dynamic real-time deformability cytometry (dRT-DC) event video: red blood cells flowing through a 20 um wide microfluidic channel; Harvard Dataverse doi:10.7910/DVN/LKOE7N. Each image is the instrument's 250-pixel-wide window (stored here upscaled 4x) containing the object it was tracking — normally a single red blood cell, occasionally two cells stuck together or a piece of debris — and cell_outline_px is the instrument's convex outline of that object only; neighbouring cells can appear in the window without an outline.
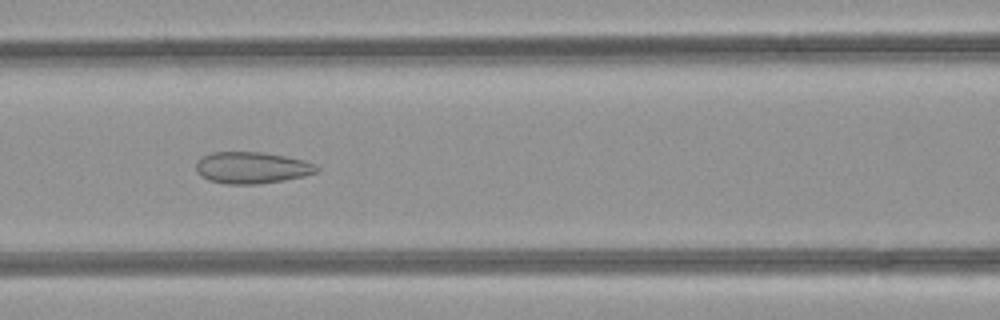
{"species": "common noctule bat (a hibernating species)", "species_latin": "Nyctalus noctula", "temperature_condition": "room temperature", "stored_images_in_passage": 47, "camera_frame_rate_fps": 3000, "um_per_image_px": 0.085, "animal": {"sex": "female", "body_mass_g": 21.9}, "frame": {"image": 1, "passage_image": 20, "time_ms": 6.333, "image_size_px": [1000, 320], "cell_outline_px": [[320, 168], [316, 172], [304, 176], [284, 180], [256, 184], [224, 184], [208, 180], [200, 176], [196, 172], [196, 160], [212, 152], [260, 152], [284, 156], [304, 160], [316, 164]], "centroid_in_image_um": [21.38, 14.26], "position_along_channel_um": 145.2, "area_um2": 22.31}}
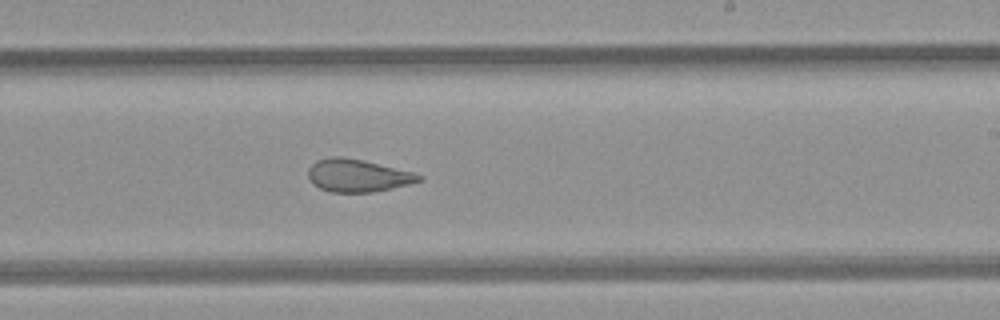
{"frame": {"image": 2, "passage_image": 28, "time_ms": 9.0, "image_size_px": [1000, 320], "cell_outline_px": [[424, 180], [392, 188], [372, 192], [332, 192], [320, 188], [312, 184], [308, 176], [308, 168], [316, 160], [332, 156], [340, 156], [364, 160], [412, 172], [424, 176]], "centroid_in_image_um": [30.39, 14.91], "position_along_channel_um": 258.6, "area_um2": 21.1}}
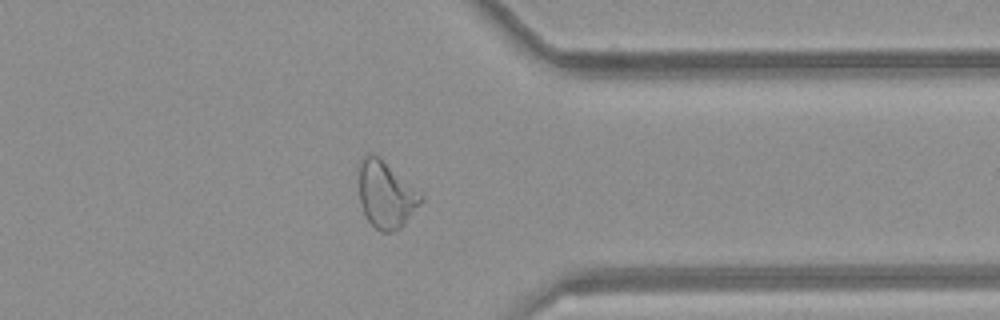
{"frame": {"image": 3, "passage_image": 37, "time_ms": 12.0, "image_size_px": [1000, 320], "cell_outline_px": [[424, 200], [404, 224], [400, 228], [392, 232], [380, 232], [368, 220], [360, 204], [356, 168], [356, 164], [368, 152], [372, 152], [420, 192], [424, 196]], "centroid_in_image_um": [32.75, 16.52], "position_along_channel_um": 378.7, "area_um2": 24.45}, "authors_computed_cell_mechanics": {"area_um2": 26.4146, "velocity_mm_per_s": 4.2598, "shape_relaxation_time_tau1_ms": null, "shape_relaxation_time_tau2_ms": 1.4879, "deformation_change_tau1": null, "deformation_change_tau2": 0.0963}}